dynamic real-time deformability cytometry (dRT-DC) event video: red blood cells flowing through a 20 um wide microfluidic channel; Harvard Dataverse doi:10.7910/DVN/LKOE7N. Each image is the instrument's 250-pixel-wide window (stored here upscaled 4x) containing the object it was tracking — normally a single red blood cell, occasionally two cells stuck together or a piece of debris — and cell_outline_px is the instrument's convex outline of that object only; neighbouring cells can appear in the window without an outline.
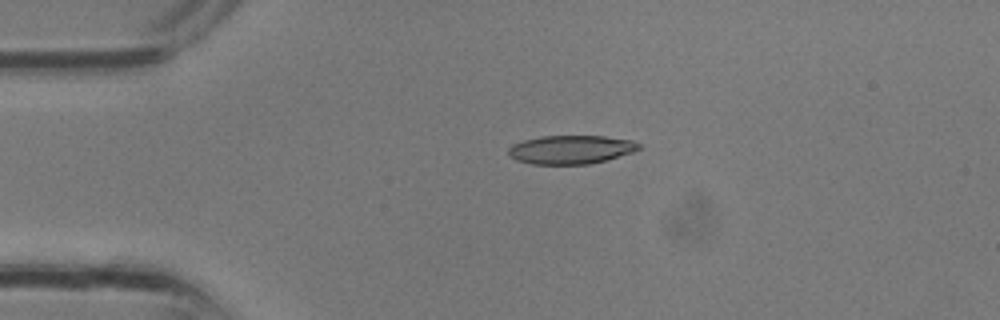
{"species": "common noctule bat (a hibernating species)", "species_latin": "Nyctalus noctula", "temperature_condition": "room temperature", "stored_images_in_passage": 3, "camera_frame_rate_fps": 3000, "um_per_image_px": 0.085, "animal": {"sex": "male", "body_mass_g": 13.3}, "frame": {"image": 1, "passage_image": 2, "time_ms": 0.333, "image_size_px": [1000, 320], "cell_outline_px": [[640, 148], [632, 152], [604, 160], [588, 164], [532, 164], [516, 160], [508, 156], [508, 148], [512, 144], [524, 140], [540, 136], [604, 136], [632, 140], [640, 144]], "centroid_in_image_um": [48.48, 12.71], "position_along_channel_um": 36.5, "area_um2": 21.68}}